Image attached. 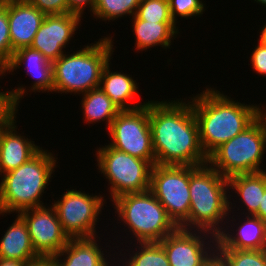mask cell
<instances>
[{"instance_id":"obj_1","label":"cell","mask_w":266,"mask_h":266,"mask_svg":"<svg viewBox=\"0 0 266 266\" xmlns=\"http://www.w3.org/2000/svg\"><path fill=\"white\" fill-rule=\"evenodd\" d=\"M149 123L155 164L201 166L207 163L190 100H150Z\"/></svg>"},{"instance_id":"obj_2","label":"cell","mask_w":266,"mask_h":266,"mask_svg":"<svg viewBox=\"0 0 266 266\" xmlns=\"http://www.w3.org/2000/svg\"><path fill=\"white\" fill-rule=\"evenodd\" d=\"M192 97L199 140L207 157L254 121L255 104L240 103L217 89L206 87Z\"/></svg>"},{"instance_id":"obj_3","label":"cell","mask_w":266,"mask_h":266,"mask_svg":"<svg viewBox=\"0 0 266 266\" xmlns=\"http://www.w3.org/2000/svg\"><path fill=\"white\" fill-rule=\"evenodd\" d=\"M228 192V179L210 164L189 166V217L179 227L206 231L217 236L225 223L230 225L229 213H233L236 207H232L236 203L230 201L233 195Z\"/></svg>"},{"instance_id":"obj_4","label":"cell","mask_w":266,"mask_h":266,"mask_svg":"<svg viewBox=\"0 0 266 266\" xmlns=\"http://www.w3.org/2000/svg\"><path fill=\"white\" fill-rule=\"evenodd\" d=\"M54 156L52 152L41 149L29 161L1 176L0 215L44 206L41 196L46 193L44 190L58 163Z\"/></svg>"},{"instance_id":"obj_5","label":"cell","mask_w":266,"mask_h":266,"mask_svg":"<svg viewBox=\"0 0 266 266\" xmlns=\"http://www.w3.org/2000/svg\"><path fill=\"white\" fill-rule=\"evenodd\" d=\"M112 36L87 44L76 53L66 52L53 62V92L85 94L100 85L104 66L114 52Z\"/></svg>"},{"instance_id":"obj_6","label":"cell","mask_w":266,"mask_h":266,"mask_svg":"<svg viewBox=\"0 0 266 266\" xmlns=\"http://www.w3.org/2000/svg\"><path fill=\"white\" fill-rule=\"evenodd\" d=\"M112 202L118 221L124 222L137 243L160 242L178 228L150 190L124 194Z\"/></svg>"},{"instance_id":"obj_7","label":"cell","mask_w":266,"mask_h":266,"mask_svg":"<svg viewBox=\"0 0 266 266\" xmlns=\"http://www.w3.org/2000/svg\"><path fill=\"white\" fill-rule=\"evenodd\" d=\"M265 150L266 138L254 120L246 129L214 150L208 156L207 163L227 179L239 174L263 172L266 170L262 168Z\"/></svg>"},{"instance_id":"obj_8","label":"cell","mask_w":266,"mask_h":266,"mask_svg":"<svg viewBox=\"0 0 266 266\" xmlns=\"http://www.w3.org/2000/svg\"><path fill=\"white\" fill-rule=\"evenodd\" d=\"M97 166L110 186L111 201L129 193H140L150 189L153 165L140 158L114 149L109 145L97 147Z\"/></svg>"},{"instance_id":"obj_9","label":"cell","mask_w":266,"mask_h":266,"mask_svg":"<svg viewBox=\"0 0 266 266\" xmlns=\"http://www.w3.org/2000/svg\"><path fill=\"white\" fill-rule=\"evenodd\" d=\"M108 145L155 165L152 133L149 123V100L140 108L120 111L108 129Z\"/></svg>"},{"instance_id":"obj_10","label":"cell","mask_w":266,"mask_h":266,"mask_svg":"<svg viewBox=\"0 0 266 266\" xmlns=\"http://www.w3.org/2000/svg\"><path fill=\"white\" fill-rule=\"evenodd\" d=\"M54 207L64 233L70 238H89L97 235L96 225L104 209L105 198L89 195L76 189L67 190Z\"/></svg>"},{"instance_id":"obj_11","label":"cell","mask_w":266,"mask_h":266,"mask_svg":"<svg viewBox=\"0 0 266 266\" xmlns=\"http://www.w3.org/2000/svg\"><path fill=\"white\" fill-rule=\"evenodd\" d=\"M149 190L178 227L189 217V166L155 164Z\"/></svg>"},{"instance_id":"obj_12","label":"cell","mask_w":266,"mask_h":266,"mask_svg":"<svg viewBox=\"0 0 266 266\" xmlns=\"http://www.w3.org/2000/svg\"><path fill=\"white\" fill-rule=\"evenodd\" d=\"M159 243L167 254L170 266H206L216 253L217 238L206 231L178 227Z\"/></svg>"},{"instance_id":"obj_13","label":"cell","mask_w":266,"mask_h":266,"mask_svg":"<svg viewBox=\"0 0 266 266\" xmlns=\"http://www.w3.org/2000/svg\"><path fill=\"white\" fill-rule=\"evenodd\" d=\"M26 222L34 251L41 257L57 255L68 243L53 206L29 208L18 213Z\"/></svg>"},{"instance_id":"obj_14","label":"cell","mask_w":266,"mask_h":266,"mask_svg":"<svg viewBox=\"0 0 266 266\" xmlns=\"http://www.w3.org/2000/svg\"><path fill=\"white\" fill-rule=\"evenodd\" d=\"M81 17L73 13L46 15L34 36L31 47L40 51L50 62L56 61L66 52L64 48L70 43Z\"/></svg>"},{"instance_id":"obj_15","label":"cell","mask_w":266,"mask_h":266,"mask_svg":"<svg viewBox=\"0 0 266 266\" xmlns=\"http://www.w3.org/2000/svg\"><path fill=\"white\" fill-rule=\"evenodd\" d=\"M45 16L28 0H8L11 59L16 50L31 46Z\"/></svg>"},{"instance_id":"obj_16","label":"cell","mask_w":266,"mask_h":266,"mask_svg":"<svg viewBox=\"0 0 266 266\" xmlns=\"http://www.w3.org/2000/svg\"><path fill=\"white\" fill-rule=\"evenodd\" d=\"M241 217V220L244 222L239 220L236 225L238 226L240 223L241 224L236 228V230H232L231 227L227 225L223 227V230L216 236V249H266V223L255 215H247L244 219L243 216Z\"/></svg>"},{"instance_id":"obj_17","label":"cell","mask_w":266,"mask_h":266,"mask_svg":"<svg viewBox=\"0 0 266 266\" xmlns=\"http://www.w3.org/2000/svg\"><path fill=\"white\" fill-rule=\"evenodd\" d=\"M15 119L0 134V176L26 163L42 149L17 131Z\"/></svg>"},{"instance_id":"obj_18","label":"cell","mask_w":266,"mask_h":266,"mask_svg":"<svg viewBox=\"0 0 266 266\" xmlns=\"http://www.w3.org/2000/svg\"><path fill=\"white\" fill-rule=\"evenodd\" d=\"M25 65L27 75H31L35 81L31 85V92L52 93L54 88L53 63L40 51L29 47H23L13 53L12 59L7 65L8 73L14 72L20 66Z\"/></svg>"},{"instance_id":"obj_19","label":"cell","mask_w":266,"mask_h":266,"mask_svg":"<svg viewBox=\"0 0 266 266\" xmlns=\"http://www.w3.org/2000/svg\"><path fill=\"white\" fill-rule=\"evenodd\" d=\"M97 242L96 236L89 238H70L67 245L57 255L53 256L55 265L113 266L114 263L108 261V257L105 256L101 246H99L100 243Z\"/></svg>"},{"instance_id":"obj_20","label":"cell","mask_w":266,"mask_h":266,"mask_svg":"<svg viewBox=\"0 0 266 266\" xmlns=\"http://www.w3.org/2000/svg\"><path fill=\"white\" fill-rule=\"evenodd\" d=\"M110 61L104 66L100 89L111 99L112 103L119 111H129L145 106L148 102L132 104L138 93L136 80L130 77V74H124L118 71L110 70ZM131 102V103H130Z\"/></svg>"},{"instance_id":"obj_21","label":"cell","mask_w":266,"mask_h":266,"mask_svg":"<svg viewBox=\"0 0 266 266\" xmlns=\"http://www.w3.org/2000/svg\"><path fill=\"white\" fill-rule=\"evenodd\" d=\"M4 232L0 240V258L28 262L39 257L34 251L27 224L19 214Z\"/></svg>"},{"instance_id":"obj_22","label":"cell","mask_w":266,"mask_h":266,"mask_svg":"<svg viewBox=\"0 0 266 266\" xmlns=\"http://www.w3.org/2000/svg\"><path fill=\"white\" fill-rule=\"evenodd\" d=\"M132 19L136 51H147L157 45L167 49L172 44L171 40L180 33L174 22H147L136 15Z\"/></svg>"},{"instance_id":"obj_23","label":"cell","mask_w":266,"mask_h":266,"mask_svg":"<svg viewBox=\"0 0 266 266\" xmlns=\"http://www.w3.org/2000/svg\"><path fill=\"white\" fill-rule=\"evenodd\" d=\"M228 189L235 190L236 197L244 206L247 212L243 211L245 215H254L261 203L262 196L266 189V171L248 174H239L228 178Z\"/></svg>"},{"instance_id":"obj_24","label":"cell","mask_w":266,"mask_h":266,"mask_svg":"<svg viewBox=\"0 0 266 266\" xmlns=\"http://www.w3.org/2000/svg\"><path fill=\"white\" fill-rule=\"evenodd\" d=\"M81 107L85 122L93 124L99 121H105L106 129L111 126V122L120 112L112 103L111 99L100 89V87L82 94Z\"/></svg>"},{"instance_id":"obj_25","label":"cell","mask_w":266,"mask_h":266,"mask_svg":"<svg viewBox=\"0 0 266 266\" xmlns=\"http://www.w3.org/2000/svg\"><path fill=\"white\" fill-rule=\"evenodd\" d=\"M135 243L133 244V246H139H135L136 250L133 249V252L128 256L129 258L125 257V262L124 259L122 260L121 258L120 260H118L119 263L120 261L121 263L123 262L122 266H170L167 254L159 242H138V244L137 242ZM119 263H115L114 266H120Z\"/></svg>"},{"instance_id":"obj_26","label":"cell","mask_w":266,"mask_h":266,"mask_svg":"<svg viewBox=\"0 0 266 266\" xmlns=\"http://www.w3.org/2000/svg\"><path fill=\"white\" fill-rule=\"evenodd\" d=\"M140 2L141 0H95V8L91 15L102 21L109 20V22L123 16L133 17Z\"/></svg>"},{"instance_id":"obj_27","label":"cell","mask_w":266,"mask_h":266,"mask_svg":"<svg viewBox=\"0 0 266 266\" xmlns=\"http://www.w3.org/2000/svg\"><path fill=\"white\" fill-rule=\"evenodd\" d=\"M216 254L227 266H266V249H216Z\"/></svg>"},{"instance_id":"obj_28","label":"cell","mask_w":266,"mask_h":266,"mask_svg":"<svg viewBox=\"0 0 266 266\" xmlns=\"http://www.w3.org/2000/svg\"><path fill=\"white\" fill-rule=\"evenodd\" d=\"M135 15L147 22H174L168 0H141Z\"/></svg>"},{"instance_id":"obj_29","label":"cell","mask_w":266,"mask_h":266,"mask_svg":"<svg viewBox=\"0 0 266 266\" xmlns=\"http://www.w3.org/2000/svg\"><path fill=\"white\" fill-rule=\"evenodd\" d=\"M170 15L174 23H178V16L181 18L190 19V17L202 16L205 11L201 0H168Z\"/></svg>"},{"instance_id":"obj_30","label":"cell","mask_w":266,"mask_h":266,"mask_svg":"<svg viewBox=\"0 0 266 266\" xmlns=\"http://www.w3.org/2000/svg\"><path fill=\"white\" fill-rule=\"evenodd\" d=\"M0 61L9 64L11 61V38L8 23V1L0 7Z\"/></svg>"},{"instance_id":"obj_31","label":"cell","mask_w":266,"mask_h":266,"mask_svg":"<svg viewBox=\"0 0 266 266\" xmlns=\"http://www.w3.org/2000/svg\"><path fill=\"white\" fill-rule=\"evenodd\" d=\"M7 75L8 73V68L7 64L4 62L0 61V77L3 75ZM25 85L23 86H18V88H14L11 91H0V107H7V106H19V103L21 102L20 100L24 98V95L28 92L26 88H24Z\"/></svg>"},{"instance_id":"obj_32","label":"cell","mask_w":266,"mask_h":266,"mask_svg":"<svg viewBox=\"0 0 266 266\" xmlns=\"http://www.w3.org/2000/svg\"><path fill=\"white\" fill-rule=\"evenodd\" d=\"M45 15H59L69 13L67 0H28Z\"/></svg>"},{"instance_id":"obj_33","label":"cell","mask_w":266,"mask_h":266,"mask_svg":"<svg viewBox=\"0 0 266 266\" xmlns=\"http://www.w3.org/2000/svg\"><path fill=\"white\" fill-rule=\"evenodd\" d=\"M250 60L253 70L259 75L266 76V45L258 41Z\"/></svg>"},{"instance_id":"obj_34","label":"cell","mask_w":266,"mask_h":266,"mask_svg":"<svg viewBox=\"0 0 266 266\" xmlns=\"http://www.w3.org/2000/svg\"><path fill=\"white\" fill-rule=\"evenodd\" d=\"M67 6L69 13L79 15L82 18V15L85 13L84 9L86 6L90 8V12L93 14L95 0H67Z\"/></svg>"},{"instance_id":"obj_35","label":"cell","mask_w":266,"mask_h":266,"mask_svg":"<svg viewBox=\"0 0 266 266\" xmlns=\"http://www.w3.org/2000/svg\"><path fill=\"white\" fill-rule=\"evenodd\" d=\"M18 111V107L16 106H7L0 107V134L5 126L16 117V113Z\"/></svg>"},{"instance_id":"obj_36","label":"cell","mask_w":266,"mask_h":266,"mask_svg":"<svg viewBox=\"0 0 266 266\" xmlns=\"http://www.w3.org/2000/svg\"><path fill=\"white\" fill-rule=\"evenodd\" d=\"M262 107V109H261ZM255 104L254 120L260 126L263 135L266 138V107ZM264 107V108H263ZM264 109V110H263Z\"/></svg>"},{"instance_id":"obj_37","label":"cell","mask_w":266,"mask_h":266,"mask_svg":"<svg viewBox=\"0 0 266 266\" xmlns=\"http://www.w3.org/2000/svg\"><path fill=\"white\" fill-rule=\"evenodd\" d=\"M23 266H56L53 257H41L25 262Z\"/></svg>"},{"instance_id":"obj_38","label":"cell","mask_w":266,"mask_h":266,"mask_svg":"<svg viewBox=\"0 0 266 266\" xmlns=\"http://www.w3.org/2000/svg\"><path fill=\"white\" fill-rule=\"evenodd\" d=\"M254 215L266 223V189L264 195L262 196L261 203L259 204V209Z\"/></svg>"},{"instance_id":"obj_39","label":"cell","mask_w":266,"mask_h":266,"mask_svg":"<svg viewBox=\"0 0 266 266\" xmlns=\"http://www.w3.org/2000/svg\"><path fill=\"white\" fill-rule=\"evenodd\" d=\"M206 266H227V264L215 253Z\"/></svg>"},{"instance_id":"obj_40","label":"cell","mask_w":266,"mask_h":266,"mask_svg":"<svg viewBox=\"0 0 266 266\" xmlns=\"http://www.w3.org/2000/svg\"><path fill=\"white\" fill-rule=\"evenodd\" d=\"M25 262L0 258V266H23Z\"/></svg>"},{"instance_id":"obj_41","label":"cell","mask_w":266,"mask_h":266,"mask_svg":"<svg viewBox=\"0 0 266 266\" xmlns=\"http://www.w3.org/2000/svg\"><path fill=\"white\" fill-rule=\"evenodd\" d=\"M257 41L261 42L262 44L266 45V24L261 28L260 37Z\"/></svg>"},{"instance_id":"obj_42","label":"cell","mask_w":266,"mask_h":266,"mask_svg":"<svg viewBox=\"0 0 266 266\" xmlns=\"http://www.w3.org/2000/svg\"><path fill=\"white\" fill-rule=\"evenodd\" d=\"M254 2L261 4L262 6L266 7V0H254Z\"/></svg>"},{"instance_id":"obj_43","label":"cell","mask_w":266,"mask_h":266,"mask_svg":"<svg viewBox=\"0 0 266 266\" xmlns=\"http://www.w3.org/2000/svg\"><path fill=\"white\" fill-rule=\"evenodd\" d=\"M4 4L3 0H0V7Z\"/></svg>"}]
</instances>
